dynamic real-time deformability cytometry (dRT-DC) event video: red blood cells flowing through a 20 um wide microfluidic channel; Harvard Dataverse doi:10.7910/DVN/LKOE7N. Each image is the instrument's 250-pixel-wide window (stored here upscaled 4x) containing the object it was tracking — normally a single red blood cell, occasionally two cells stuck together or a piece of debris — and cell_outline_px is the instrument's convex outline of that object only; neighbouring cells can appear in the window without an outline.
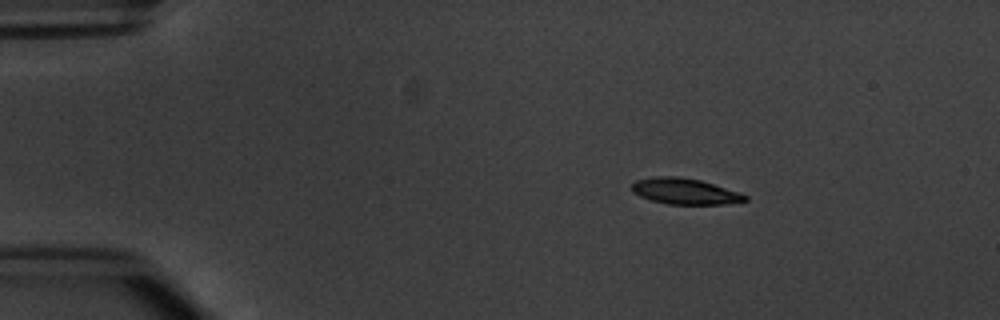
{"species": "common noctule bat (a hibernating species)", "species_latin": "Nyctalus noctula", "temperature_condition": "warm", "stored_images_in_passage": 4, "camera_frame_rate_fps": 3000, "um_per_image_px": 0.085, "animal": {"sex": "male", "body_mass_g": 20.1, "forearm_length_mm": 53.5}, "frame": {"image": 1, "passage_image": 2, "time_ms": 1.0, "image_size_px": [1000, 320], "cell_outline_px": [[748, 200], [724, 204], [668, 204], [652, 200], [640, 196], [632, 192], [632, 184], [636, 180], [656, 176], [676, 176], [700, 180], [748, 196]], "centroid_in_image_um": [58.16, 16.26], "position_along_channel_um": 26.8, "area_um2": 16.82}}